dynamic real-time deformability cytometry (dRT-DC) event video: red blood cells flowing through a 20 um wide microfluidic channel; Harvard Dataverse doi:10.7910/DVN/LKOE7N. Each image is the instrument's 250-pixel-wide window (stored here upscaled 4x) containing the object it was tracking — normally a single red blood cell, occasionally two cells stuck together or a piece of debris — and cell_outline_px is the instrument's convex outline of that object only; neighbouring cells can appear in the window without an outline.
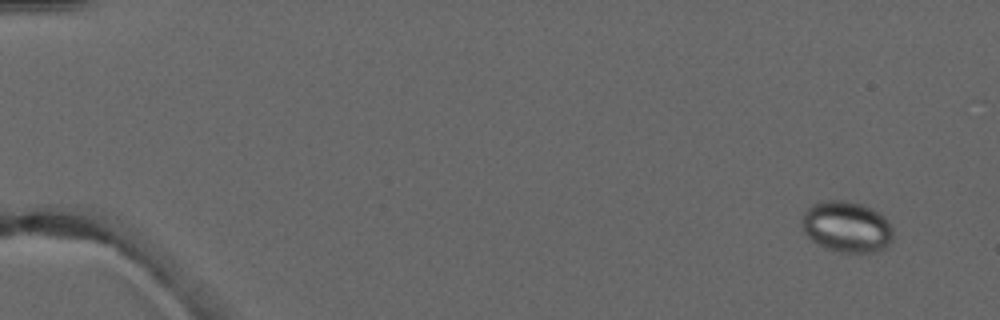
{"species": "common noctule bat (a hibernating species)", "species_latin": "Nyctalus noctula", "temperature_condition": "warm", "stored_images_in_passage": 4, "camera_frame_rate_fps": 3000, "um_per_image_px": 0.085, "animal": {"sex": "male", "forearm_length_mm": 52.5}, "frame": {"image": 1, "passage_image": 1, "time_ms": 0.0, "image_size_px": [1000, 320], "cell_outline_px": [[892, 240], [884, 248], [876, 252], [840, 252], [828, 248], [812, 240], [804, 232], [800, 224], [800, 220], [804, 212], [812, 204], [820, 200], [844, 200], [860, 204], [872, 208], [884, 216], [888, 220], [892, 228]], "centroid_in_image_um": [71.95, 19.26], "position_along_channel_um": 13.0, "area_um2": 27.22}}